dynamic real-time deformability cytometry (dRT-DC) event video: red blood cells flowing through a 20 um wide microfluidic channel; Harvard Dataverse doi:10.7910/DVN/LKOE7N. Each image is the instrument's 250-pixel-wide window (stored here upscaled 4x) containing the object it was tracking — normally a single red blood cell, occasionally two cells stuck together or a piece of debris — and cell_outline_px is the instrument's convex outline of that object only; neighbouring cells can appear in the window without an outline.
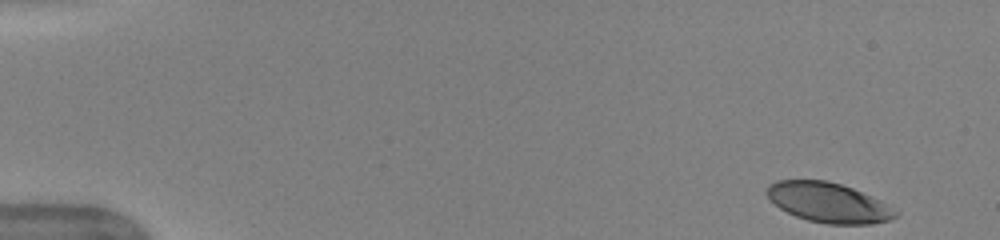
{"species": "human", "species_latin": "Homo sapiens", "temperature_condition": "warm", "stored_images_in_passage": 49, "camera_frame_rate_fps": 3000, "um_per_image_px": 0.085, "donor": {"sex": "female"}, "frame": {"image": 1, "passage_image": 1, "time_ms": 0.0, "image_size_px": [1000, 240], "cell_outline_px": [[900, 212], [896, 216], [888, 220], [872, 224], [828, 224], [808, 220], [796, 216], [780, 208], [764, 192], [768, 184], [776, 180], [828, 180], [852, 188], [880, 200]], "centroid_in_image_um": [70.41, 17.21], "position_along_channel_um": 14.6, "area_um2": 29.77}}
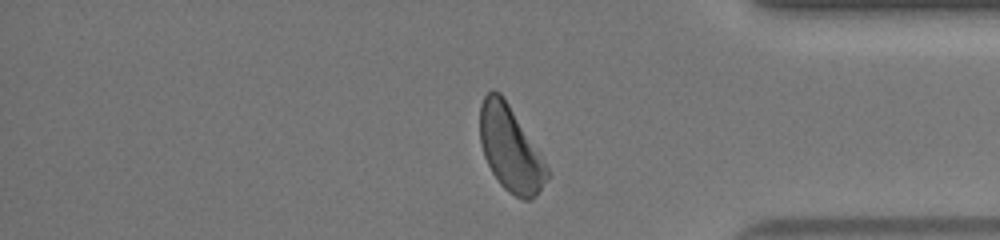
{"frame": {"image": 2, "passage_image": 41, "time_ms": 13.333, "image_size_px": [1000, 240], "cell_outline_px": [[548, 176], [536, 196], [532, 200], [524, 200], [508, 192], [500, 184], [492, 172], [484, 156], [480, 144], [480, 104], [484, 96], [492, 88], [500, 92], [508, 104], [544, 160], [548, 168]], "centroid_in_image_um": [43.35, 12.65], "position_along_channel_um": 391.9, "area_um2": 32.89}}
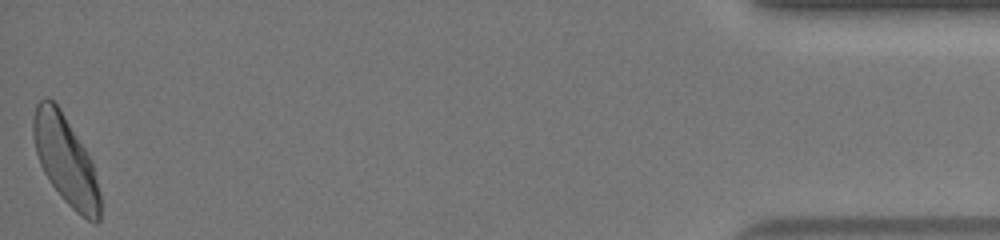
{"frame": {"image": 3, "passage_image": 49, "time_ms": 16.0, "image_size_px": [1000, 240], "cell_outline_px": [[100, 220], [96, 224], [88, 220], [76, 212], [60, 196], [44, 172], [40, 164], [36, 152], [32, 136], [32, 116], [36, 104], [44, 96], [48, 96], [60, 108], [84, 148], [92, 164], [100, 196]], "centroid_in_image_um": [5.54, 13.59], "position_along_channel_um": 429.7, "area_um2": 34.22}, "authors_computed_cell_mechanics": {"area_um2": 33.3506, "velocity_mm_per_s": 3.9604, "shape_relaxation_time_tau1_ms": 3.1341, "shape_relaxation_time_tau2_ms": 2.1278, "deformation_change_tau1": 0.1309, "deformation_change_tau2": 0.0777}}